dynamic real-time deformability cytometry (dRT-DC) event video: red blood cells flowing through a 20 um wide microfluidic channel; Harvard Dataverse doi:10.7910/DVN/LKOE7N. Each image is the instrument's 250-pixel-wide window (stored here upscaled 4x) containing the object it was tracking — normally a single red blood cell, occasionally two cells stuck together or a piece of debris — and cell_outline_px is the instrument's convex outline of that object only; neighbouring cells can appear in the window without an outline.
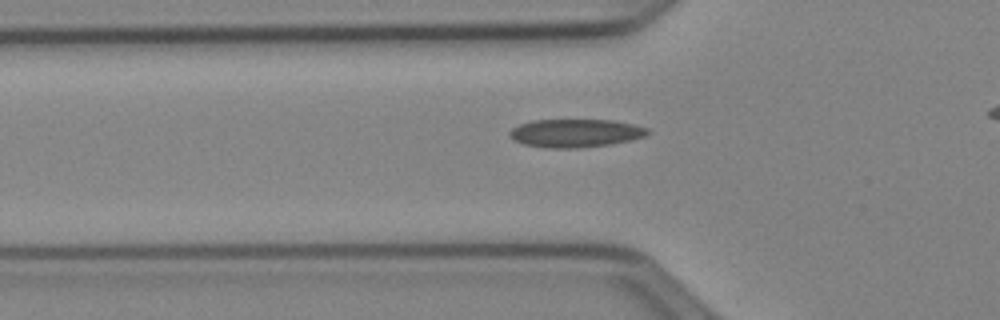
{"species": "Egyptian fruit bat (a non-hibernating species)", "species_latin": "Rousettus aegyptiacus", "temperature_condition": "cold", "stored_images_in_passage": 32, "camera_frame_rate_fps": 3000, "um_per_image_px": 0.085, "animal": {"sex": "female"}, "frame": {"image": 1, "passage_image": 3, "time_ms": 0.667, "image_size_px": [1000, 320], "cell_outline_px": [[652, 132], [644, 136], [632, 140], [608, 144], [576, 148], [544, 148], [524, 144], [508, 136], [508, 132], [512, 128], [520, 124], [532, 120], [612, 120], [632, 124], [648, 128]], "centroid_in_image_um": [48.9, 11.31], "position_along_channel_um": 76.9, "area_um2": 22.66}}
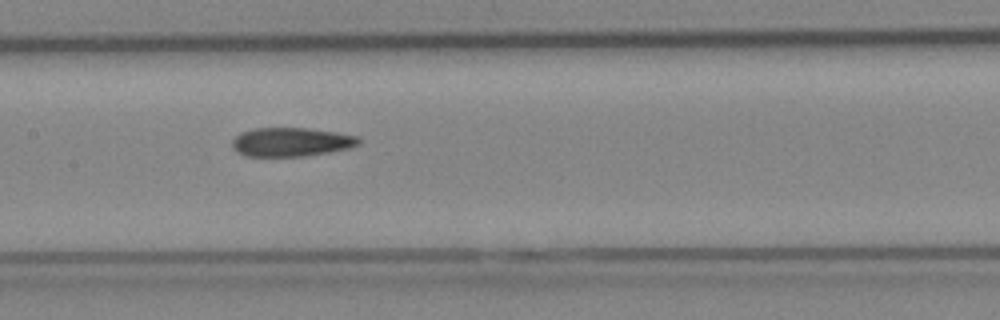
{"frame": {"image": 2, "passage_image": 11, "time_ms": 3.333, "image_size_px": [1000, 320], "cell_outline_px": [[360, 144], [348, 148], [328, 152], [304, 156], [248, 156], [236, 152], [232, 148], [232, 140], [240, 132], [252, 128], [308, 128], [336, 132], [356, 136], [360, 140]], "centroid_in_image_um": [24.71, 12.06], "position_along_channel_um": 182.7, "area_um2": 21.27}}
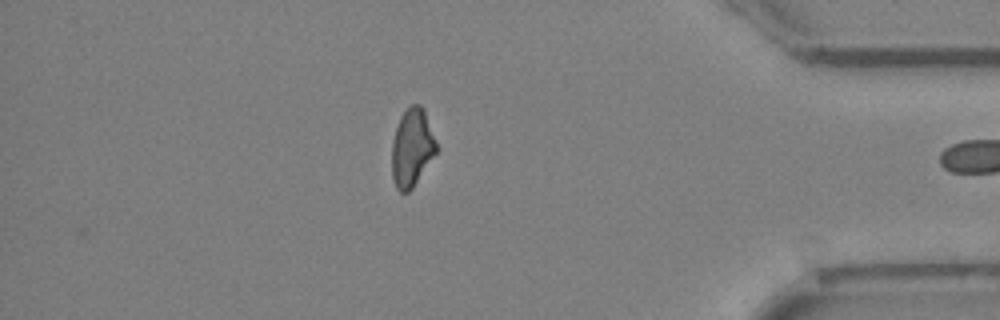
{"frame": {"image": 3, "passage_image": 30, "time_ms": 9.667, "image_size_px": [1000, 320], "cell_outline_px": [[440, 148], [412, 188], [408, 192], [400, 192], [396, 188], [392, 176], [392, 140], [400, 116], [412, 104], [420, 104], [424, 108]], "centroid_in_image_um": [35.05, 12.54], "position_along_channel_um": 400.2, "area_um2": 20.52}}